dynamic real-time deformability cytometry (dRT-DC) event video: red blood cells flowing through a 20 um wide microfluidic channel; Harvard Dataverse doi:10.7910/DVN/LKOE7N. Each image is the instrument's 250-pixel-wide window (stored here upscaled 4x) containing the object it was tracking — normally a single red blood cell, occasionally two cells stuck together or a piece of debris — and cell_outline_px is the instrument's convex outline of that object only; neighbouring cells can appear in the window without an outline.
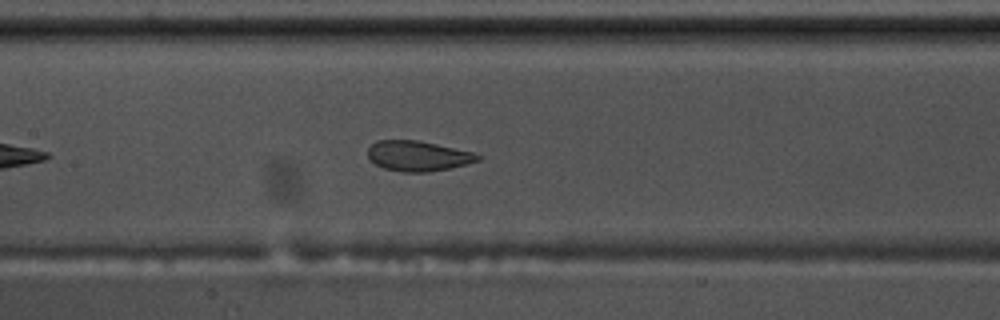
{"species": "common noctule bat (a hibernating species)", "species_latin": "Nyctalus noctula", "temperature_condition": "warm", "stored_images_in_passage": 24, "camera_frame_rate_fps": 3000, "um_per_image_px": 0.085, "animal": {"sex": "male", "body_mass_g": 17.5, "forearm_length_mm": 52.3}, "frame": {"image": 1, "passage_image": 14, "time_ms": 4.333, "image_size_px": [1000, 320], "cell_outline_px": [[480, 160], [448, 168], [428, 172], [400, 172], [384, 168], [368, 160], [368, 148], [376, 140], [416, 140], [436, 144], [472, 152], [480, 156]], "centroid_in_image_um": [35.46, 13.25], "position_along_channel_um": 171.9, "area_um2": 19.19}}
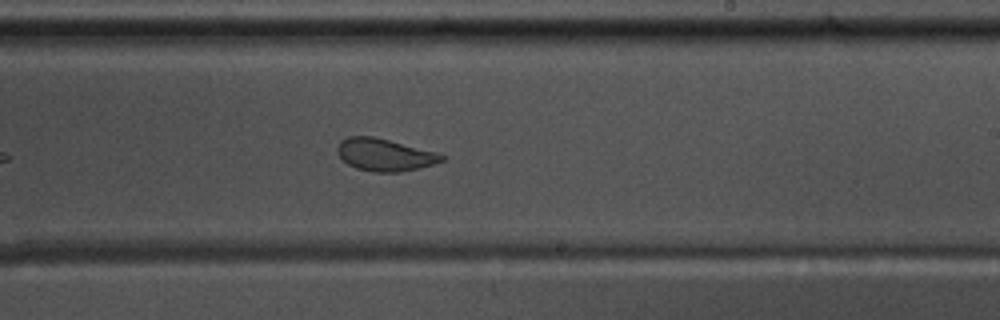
{"frame": {"image": 2, "passage_image": 21, "time_ms": 6.667, "image_size_px": [1000, 320], "cell_outline_px": [[448, 156], [444, 160], [420, 168], [400, 172], [372, 172], [356, 168], [348, 164], [336, 152], [336, 148], [340, 140], [348, 136], [372, 136], [436, 152]], "centroid_in_image_um": [32.68, 13.16], "position_along_channel_um": 256.3, "area_um2": 19.65}}